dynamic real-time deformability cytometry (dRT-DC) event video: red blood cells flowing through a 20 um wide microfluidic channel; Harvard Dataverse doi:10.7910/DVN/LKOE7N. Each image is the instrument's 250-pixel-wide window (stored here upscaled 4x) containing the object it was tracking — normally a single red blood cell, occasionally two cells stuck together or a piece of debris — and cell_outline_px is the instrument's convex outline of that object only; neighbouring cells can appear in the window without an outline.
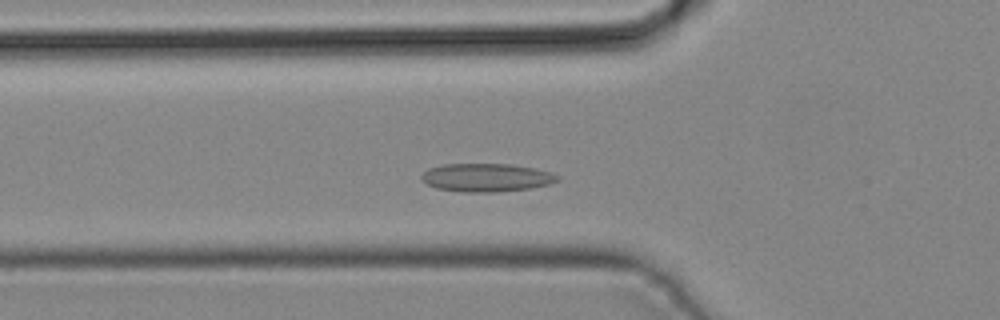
{"species": "common noctule bat (a hibernating species)", "species_latin": "Nyctalus noctula", "temperature_condition": "cold", "stored_images_in_passage": 38, "camera_frame_rate_fps": 3000, "um_per_image_px": 0.085, "animal": {"sex": "male", "body_mass_g": 19.2, "forearm_length_mm": 51.8}, "frame": {"image": 1, "passage_image": 10, "time_ms": 3.0, "image_size_px": [1000, 320], "cell_outline_px": [[560, 180], [548, 184], [532, 188], [496, 192], [460, 192], [436, 188], [420, 180], [420, 176], [428, 168], [444, 164], [508, 164], [532, 168], [552, 172], [560, 176]], "centroid_in_image_um": [41.33, 15.1], "position_along_channel_um": 84.5, "area_um2": 22.48}}
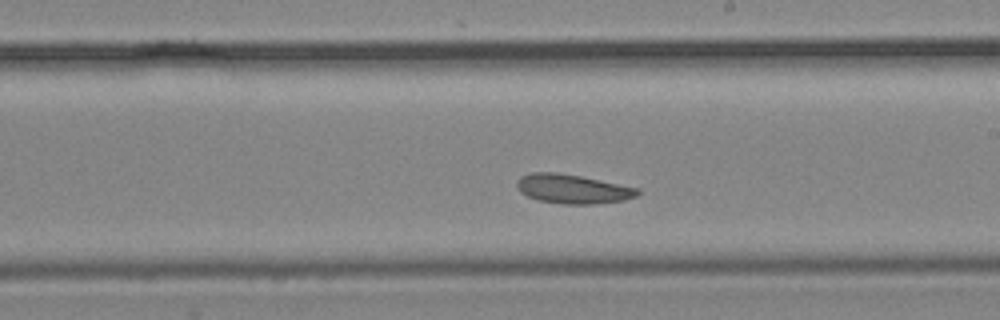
{"frame": {"image": 2, "passage_image": 20, "time_ms": 6.333, "image_size_px": [1000, 320], "cell_outline_px": [[640, 192], [636, 196], [624, 200], [592, 204], [560, 204], [536, 200], [520, 192], [516, 188], [516, 180], [520, 176], [532, 172], [556, 172], [580, 176], [640, 188]], "centroid_in_image_um": [48.64, 16.06], "position_along_channel_um": 240.4, "area_um2": 20.69}}
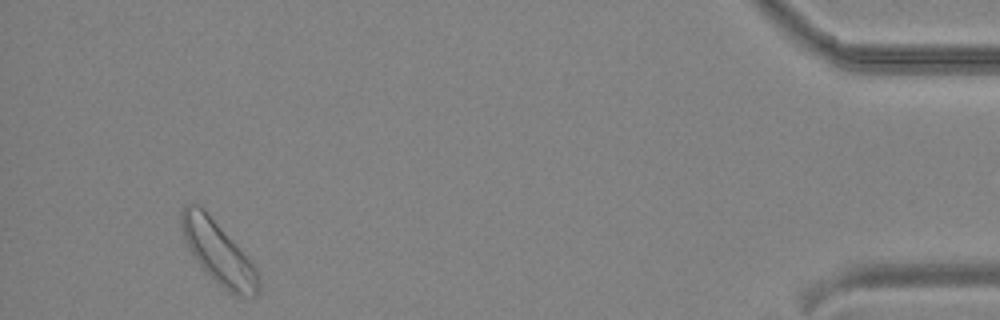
{"frame": {"image": 3, "passage_image": 36, "time_ms": 11.667, "image_size_px": [1000, 320], "cell_outline_px": [[260, 288], [256, 296], [240, 296], [224, 288], [196, 260], [188, 248], [180, 228], [180, 208], [184, 204], [196, 204], [204, 208], [208, 212], [256, 268], [260, 276]], "centroid_in_image_um": [18.53, 21.41], "position_along_channel_um": 416.7, "area_um2": 27.57}}